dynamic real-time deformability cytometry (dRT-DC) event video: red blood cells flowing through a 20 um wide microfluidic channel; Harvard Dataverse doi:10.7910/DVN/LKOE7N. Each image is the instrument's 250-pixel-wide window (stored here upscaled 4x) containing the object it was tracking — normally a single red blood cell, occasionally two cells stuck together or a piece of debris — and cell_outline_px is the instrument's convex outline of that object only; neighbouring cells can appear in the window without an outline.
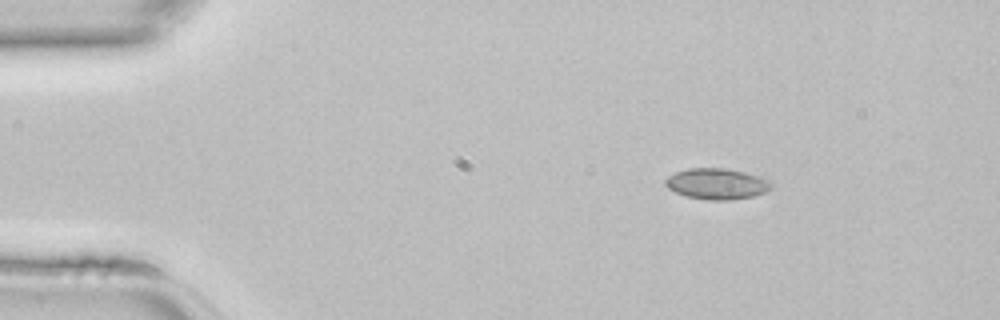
{"species": "common noctule bat (a hibernating species)", "species_latin": "Nyctalus noctula", "temperature_condition": "room temperature", "stored_images_in_passage": 45, "camera_frame_rate_fps": 3000, "um_per_image_px": 0.085, "animal": {"sex": "female", "body_mass_g": 22.7, "forearm_length_mm": 54.2}, "frame": {"image": 1, "passage_image": 6, "time_ms": 1.667, "image_size_px": [1000, 320], "cell_outline_px": [[772, 184], [764, 192], [752, 196], [728, 200], [708, 200], [688, 196], [676, 192], [668, 188], [664, 184], [664, 180], [668, 176], [676, 172], [688, 168], [728, 168], [744, 172], [768, 180]], "centroid_in_image_um": [60.87, 15.61], "position_along_channel_um": 24.1, "area_um2": 18.79}}
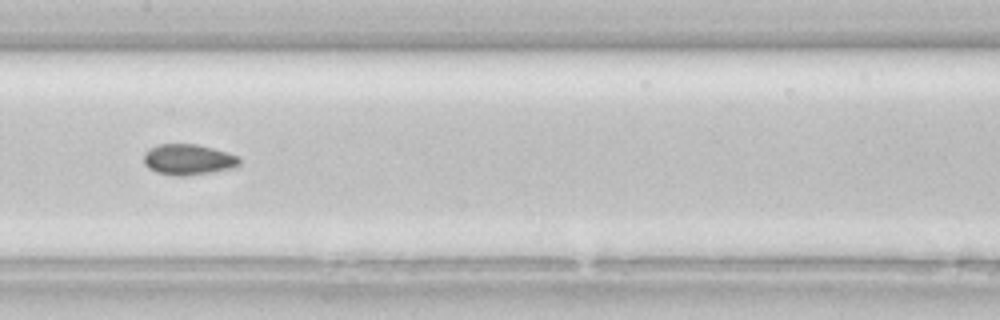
{"frame": {"image": 2, "passage_image": 22, "time_ms": 7.0, "image_size_px": [1000, 320], "cell_outline_px": [[240, 164], [232, 168], [212, 172], [184, 176], [172, 176], [156, 172], [148, 168], [144, 164], [144, 152], [148, 148], [156, 144], [196, 144], [228, 152], [240, 156]], "centroid_in_image_um": [15.98, 13.56], "position_along_channel_um": 191.4, "area_um2": 17.4}}
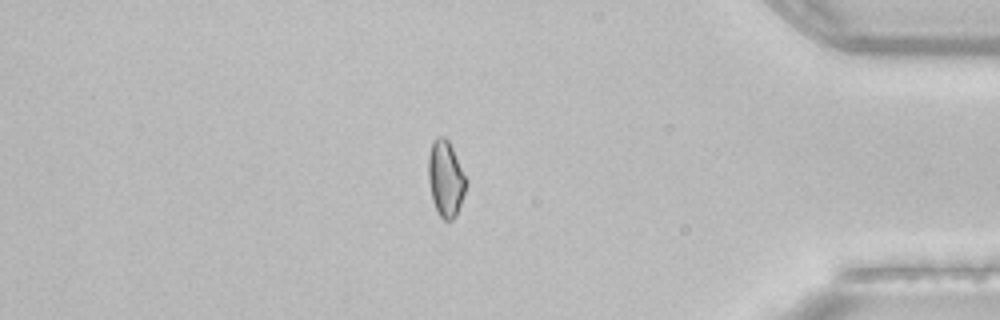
{"frame": {"image": 3, "passage_image": 38, "time_ms": 12.333, "image_size_px": [1000, 320], "cell_outline_px": [[468, 184], [456, 216], [452, 220], [444, 220], [440, 216], [432, 200], [428, 180], [428, 156], [432, 140], [436, 136], [444, 136], [448, 140], [468, 180]], "centroid_in_image_um": [37.88, 15.17], "position_along_channel_um": 397.3, "area_um2": 16.94}}